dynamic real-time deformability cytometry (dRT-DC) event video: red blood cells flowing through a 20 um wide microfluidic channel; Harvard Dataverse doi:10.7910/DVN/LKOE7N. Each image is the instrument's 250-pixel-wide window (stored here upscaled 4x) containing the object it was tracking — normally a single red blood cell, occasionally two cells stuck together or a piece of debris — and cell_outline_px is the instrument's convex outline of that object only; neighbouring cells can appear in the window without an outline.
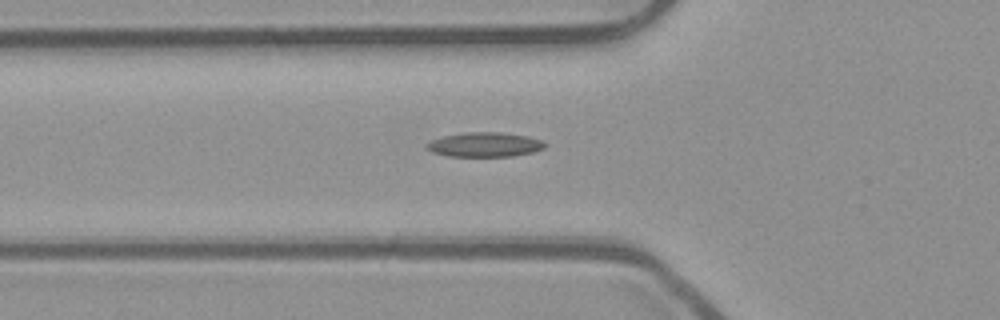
{"species": "common noctule bat (a hibernating species)", "species_latin": "Nyctalus noctula", "temperature_condition": "room temperature", "stored_images_in_passage": 36, "camera_frame_rate_fps": 3000, "um_per_image_px": 0.085, "animal": {"sex": "male", "body_mass_g": 23.1, "forearm_length_mm": 52.7}, "frame": {"image": 1, "passage_image": 2, "time_ms": 0.333, "image_size_px": [1000, 320], "cell_outline_px": [[544, 148], [532, 152], [512, 156], [448, 156], [432, 152], [428, 148], [428, 144], [432, 140], [444, 136], [464, 132], [500, 132], [528, 136], [544, 140]], "centroid_in_image_um": [41.24, 12.28], "position_along_channel_um": 84.6, "area_um2": 16.7}}
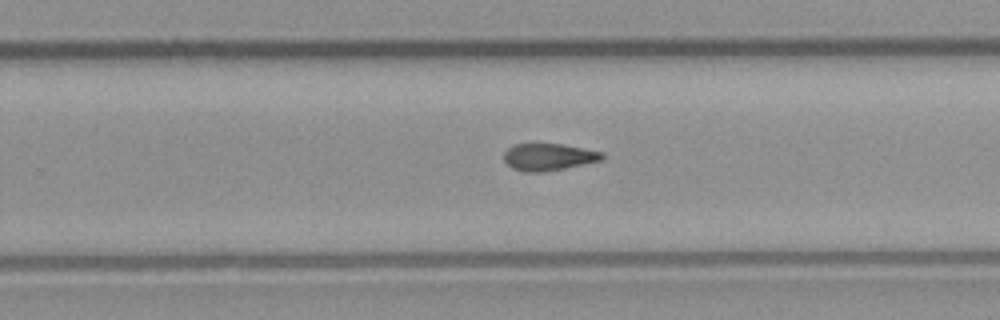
{"frame": {"image": 2, "passage_image": 17, "time_ms": 5.333, "image_size_px": [1000, 320], "cell_outline_px": [[604, 156], [600, 160], [564, 168], [544, 172], [524, 172], [512, 168], [504, 160], [504, 152], [512, 144], [564, 144], [604, 152]], "centroid_in_image_um": [46.6, 13.33], "position_along_channel_um": 283.2, "area_um2": 15.43}}
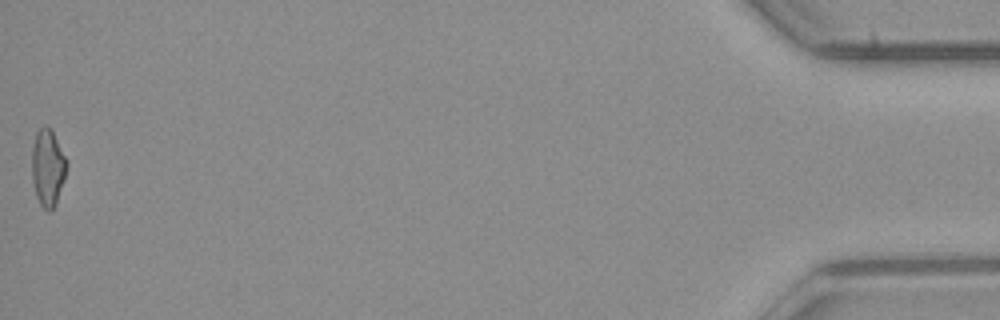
{"frame": {"image": 3, "passage_image": 36, "time_ms": 11.667, "image_size_px": [1000, 320], "cell_outline_px": [[68, 164], [64, 180], [56, 204], [48, 212], [40, 204], [36, 196], [32, 180], [32, 148], [36, 132], [44, 124], [52, 128], [68, 160]], "centroid_in_image_um": [4.08, 14.2], "position_along_channel_um": 431.1, "area_um2": 15.95}, "authors_computed_cell_mechanics": {"area_um2": 15.5193, "velocity_mm_per_s": 3.9576, "shape_relaxation_time_tau1_ms": null, "shape_relaxation_time_tau2_ms": 8.3114, "deformation_change_tau1": null, "deformation_change_tau2": 0.1733}}